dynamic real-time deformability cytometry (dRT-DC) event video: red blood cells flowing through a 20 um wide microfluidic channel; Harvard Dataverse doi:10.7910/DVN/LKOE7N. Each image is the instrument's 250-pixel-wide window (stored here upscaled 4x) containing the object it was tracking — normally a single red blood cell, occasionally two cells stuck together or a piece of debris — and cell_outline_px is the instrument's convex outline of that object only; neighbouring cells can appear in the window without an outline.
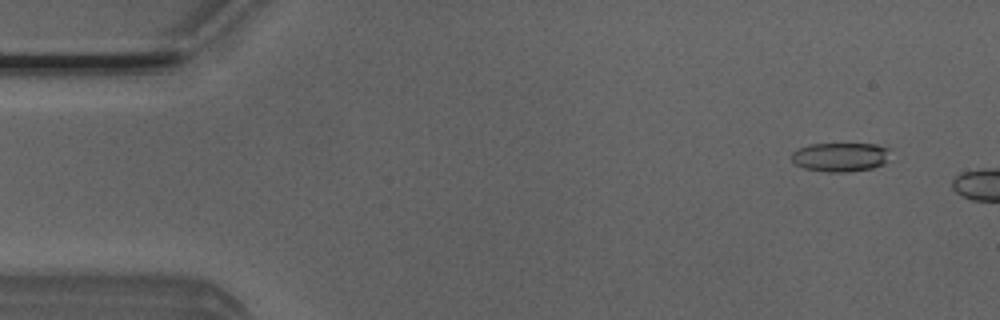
{"species": "Egyptian fruit bat (a non-hibernating species)", "species_latin": "Rousettus aegyptiacus", "temperature_condition": "room temperature", "stored_images_in_passage": 7, "camera_frame_rate_fps": 3000, "um_per_image_px": 0.085, "animal": {"sex": "male"}, "frame": {"image": 1, "passage_image": 4, "time_ms": 1.0, "image_size_px": [1000, 320], "cell_outline_px": [[888, 160], [884, 164], [872, 168], [848, 172], [828, 172], [804, 168], [796, 164], [792, 160], [792, 152], [808, 144], [876, 144], [888, 148]], "centroid_in_image_um": [71.44, 13.35], "position_along_channel_um": 13.6, "area_um2": 16.65}}